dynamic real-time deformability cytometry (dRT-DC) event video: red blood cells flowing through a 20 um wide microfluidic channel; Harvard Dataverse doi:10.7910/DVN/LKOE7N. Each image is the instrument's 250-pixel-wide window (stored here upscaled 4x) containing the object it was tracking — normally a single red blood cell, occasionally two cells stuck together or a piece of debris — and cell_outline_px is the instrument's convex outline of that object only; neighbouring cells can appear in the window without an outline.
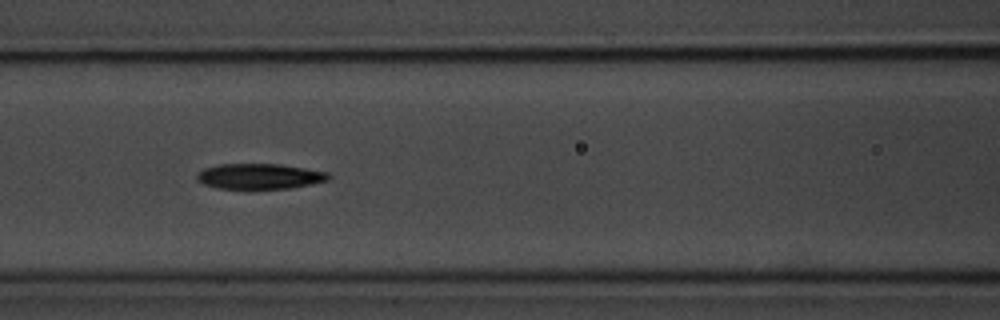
{"species": "common noctule bat (a hibernating species)", "species_latin": "Nyctalus noctula", "temperature_condition": "room temperature", "stored_images_in_passage": 7, "segment_of_instrument_passage": [1, 2], "camera_frame_rate_fps": 3000, "um_per_image_px": 0.085, "animal": {"sex": "male", "body_mass_g": 20.1, "forearm_length_mm": 53.5}, "frame": {"image": 1, "passage_image": 5, "time_ms": 1.333, "image_size_px": [1000, 320], "cell_outline_px": [[332, 176], [328, 180], [292, 188], [216, 188], [204, 184], [196, 180], [196, 172], [204, 168], [216, 164], [280, 164], [328, 172]], "centroid_in_image_um": [22.03, 14.97], "position_along_channel_um": 144.6, "area_um2": 19.54}}
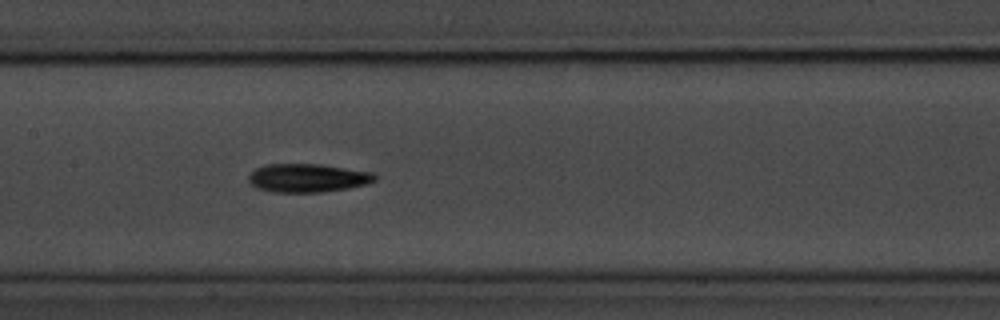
{"frame": {"image": 2, "passage_image": 6, "time_ms": 1.667, "image_size_px": [1000, 320], "cell_outline_px": [[376, 180], [364, 184], [348, 188], [320, 192], [272, 192], [256, 188], [248, 180], [248, 176], [256, 168], [268, 164], [320, 164], [372, 172], [376, 176]], "centroid_in_image_um": [26.12, 15.12], "position_along_channel_um": 181.3, "area_um2": 20.81}}